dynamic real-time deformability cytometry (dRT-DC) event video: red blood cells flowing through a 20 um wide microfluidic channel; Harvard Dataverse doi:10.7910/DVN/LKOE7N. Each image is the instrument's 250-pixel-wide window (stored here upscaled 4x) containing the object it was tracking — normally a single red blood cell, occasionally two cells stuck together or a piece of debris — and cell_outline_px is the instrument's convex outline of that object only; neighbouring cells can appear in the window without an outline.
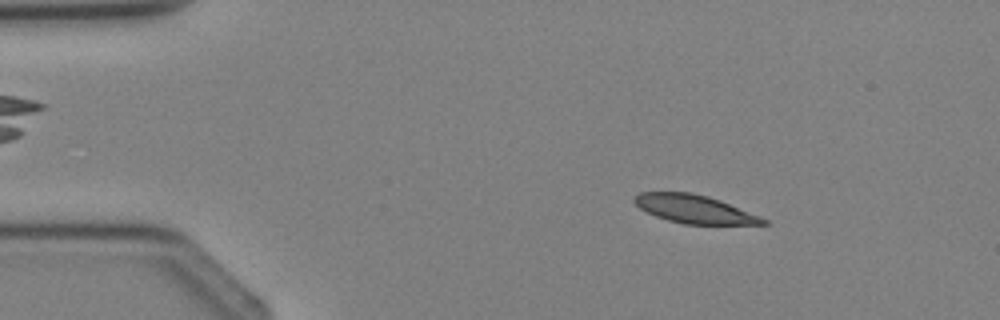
{"species": "Egyptian fruit bat (a non-hibernating species)", "species_latin": "Rousettus aegyptiacus", "temperature_condition": "cold", "stored_images_in_passage": 3, "camera_frame_rate_fps": 3000, "um_per_image_px": 0.085, "animal": {"sex": "female"}, "frame": {"image": 1, "passage_image": 2, "time_ms": 1.0, "image_size_px": [1000, 320], "cell_outline_px": [[768, 224], [684, 224], [668, 220], [656, 216], [640, 208], [632, 200], [640, 192], [692, 192], [708, 196], [720, 200], [760, 216], [768, 220]], "centroid_in_image_um": [59.03, 17.77], "position_along_channel_um": 26.0, "area_um2": 21.04}}